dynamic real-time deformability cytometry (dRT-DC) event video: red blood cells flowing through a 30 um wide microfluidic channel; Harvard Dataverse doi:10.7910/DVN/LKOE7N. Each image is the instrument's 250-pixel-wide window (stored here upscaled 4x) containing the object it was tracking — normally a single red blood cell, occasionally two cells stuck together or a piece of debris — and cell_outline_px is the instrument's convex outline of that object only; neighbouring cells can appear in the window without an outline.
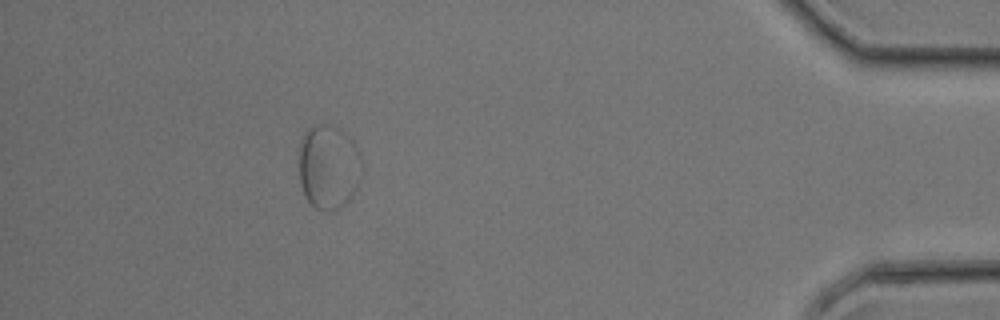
{"species": "common noctule bat (a hibernating species)", "species_latin": "Nyctalus noctula", "temperature_condition": "room temperature", "stored_images_in_passage": 38, "segment_of_instrument_passage": [2, 2], "camera_frame_rate_fps": 3000, "um_per_image_px": 0.085, "animal": {"sex": "female", "body_mass_g": 17.0, "forearm_length_mm": 48.0}, "frame": {"image": 1, "passage_image": 34, "time_ms": 11.0, "image_size_px": [1000, 320], "cell_outline_px": [[360, 180], [352, 196], [344, 204], [336, 208], [316, 208], [304, 196], [300, 184], [300, 140], [304, 132], [312, 124], [324, 124], [336, 128], [348, 136], [352, 140], [360, 152]], "centroid_in_image_um": [27.91, 14.15], "position_along_channel_um": 407.3, "area_um2": 30.52}}